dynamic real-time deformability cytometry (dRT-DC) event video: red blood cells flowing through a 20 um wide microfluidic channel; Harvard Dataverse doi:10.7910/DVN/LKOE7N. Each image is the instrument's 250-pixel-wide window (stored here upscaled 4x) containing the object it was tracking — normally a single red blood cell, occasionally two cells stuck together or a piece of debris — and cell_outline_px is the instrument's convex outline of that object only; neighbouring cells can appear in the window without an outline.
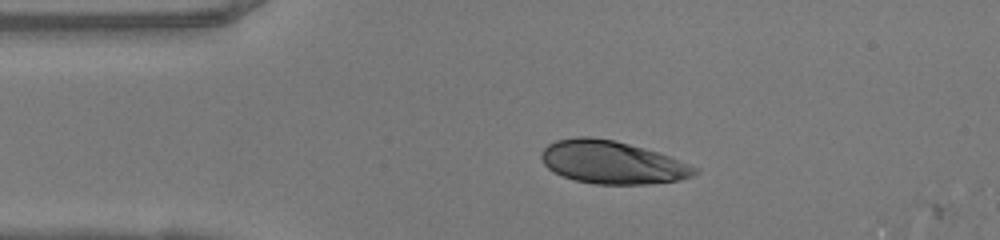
{"species": "human", "species_latin": "Homo sapiens", "temperature_condition": "warm", "stored_images_in_passage": 32, "camera_frame_rate_fps": 3000, "um_per_image_px": 0.085, "donor": {"sex": "female"}, "frame": {"image": 1, "passage_image": 1, "time_ms": 0.0, "image_size_px": [1000, 240], "cell_outline_px": [[700, 172], [692, 176], [680, 180], [648, 184], [596, 184], [576, 180], [564, 176], [548, 168], [544, 164], [540, 156], [540, 152], [548, 144], [556, 140], [576, 136], [588, 136], [612, 140], [644, 148], [668, 156], [700, 168]], "centroid_in_image_um": [52.04, 13.8], "position_along_channel_um": 33.0, "area_um2": 38.21}}
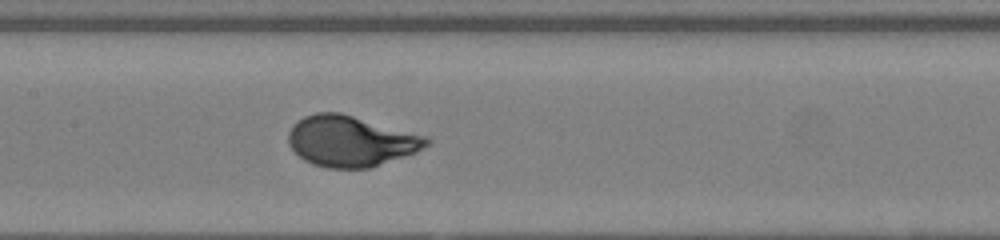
{"frame": {"image": 2, "passage_image": 14, "time_ms": 4.333, "image_size_px": [1000, 240], "cell_outline_px": [[432, 144], [416, 152], [368, 168], [328, 168], [312, 164], [304, 160], [288, 144], [288, 132], [292, 124], [296, 120], [304, 116], [316, 112], [340, 112], [428, 136], [432, 140]], "centroid_in_image_um": [29.82, 11.98], "position_along_channel_um": 177.6, "area_um2": 41.1}}
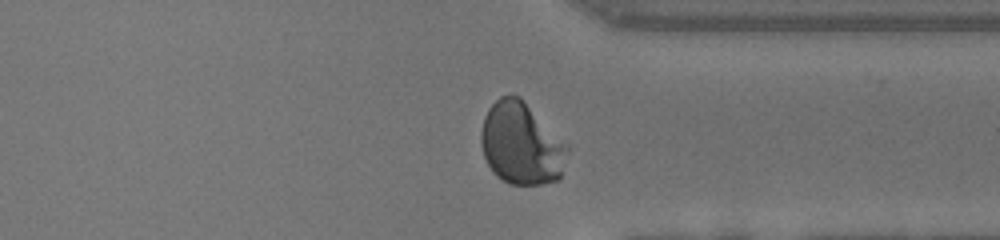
{"frame": {"image": 3, "passage_image": 28, "time_ms": 9.0, "image_size_px": [1000, 240], "cell_outline_px": [[568, 152], [560, 176], [556, 180], [540, 184], [508, 184], [496, 176], [492, 172], [484, 156], [480, 144], [480, 132], [484, 116], [488, 108], [500, 96], [520, 96], [568, 144]], "centroid_in_image_um": [44.29, 12.2], "position_along_channel_um": 367.1, "area_um2": 41.5}, "authors_computed_cell_mechanics": {"area_um2": 39.5352, "velocity_mm_per_s": 4.1123, "shape_relaxation_time_tau1_ms": 3.1096, "shape_relaxation_time_tau2_ms": null, "deformation_change_tau1": 0.2249, "deformation_change_tau2": null}}